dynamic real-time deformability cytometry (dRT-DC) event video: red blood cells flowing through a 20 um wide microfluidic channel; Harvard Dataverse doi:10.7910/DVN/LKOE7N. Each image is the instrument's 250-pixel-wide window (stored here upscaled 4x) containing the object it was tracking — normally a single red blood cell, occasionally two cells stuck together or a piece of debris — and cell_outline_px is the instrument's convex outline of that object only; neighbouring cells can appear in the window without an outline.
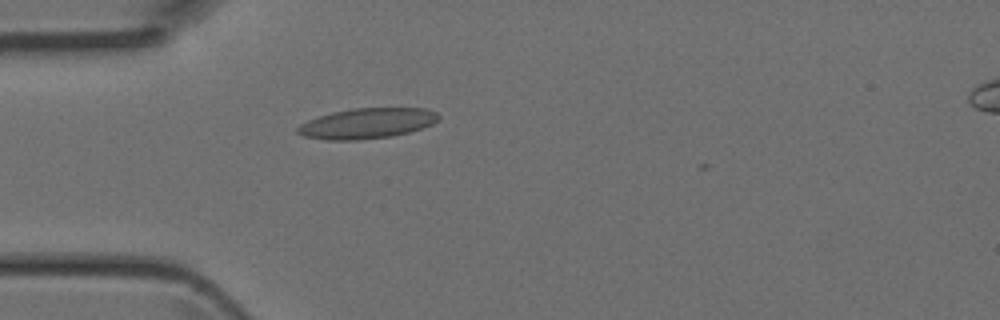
{"species": "Egyptian fruit bat (a non-hibernating species)", "species_latin": "Rousettus aegyptiacus", "temperature_condition": "room temperature", "stored_images_in_passage": 2, "camera_frame_rate_fps": 3000, "um_per_image_px": 0.085, "animal": {"sex": "female"}, "frame": {"image": 1, "passage_image": 2, "time_ms": 0.333, "image_size_px": [1000, 320], "cell_outline_px": [[440, 120], [424, 128], [392, 136], [356, 140], [324, 140], [304, 136], [296, 132], [296, 128], [300, 124], [308, 120], [332, 112], [352, 108], [424, 108], [436, 112], [440, 116]], "centroid_in_image_um": [31.21, 10.48], "position_along_channel_um": 53.8, "area_um2": 25.09}}